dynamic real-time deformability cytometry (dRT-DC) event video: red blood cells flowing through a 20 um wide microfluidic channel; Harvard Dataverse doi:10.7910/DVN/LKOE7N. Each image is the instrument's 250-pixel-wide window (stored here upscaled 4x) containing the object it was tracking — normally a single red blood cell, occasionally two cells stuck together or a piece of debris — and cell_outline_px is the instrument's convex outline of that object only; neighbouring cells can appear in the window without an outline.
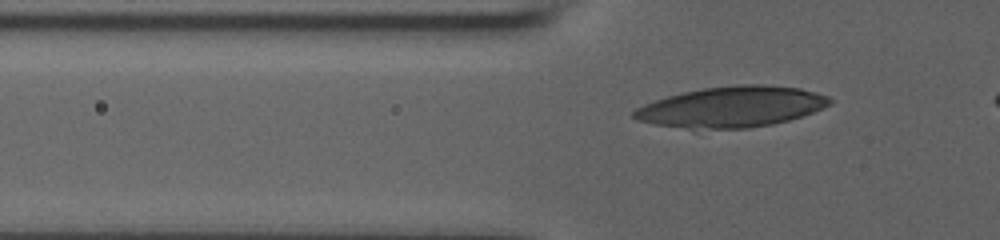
{"species": "human", "species_latin": "Homo sapiens", "temperature_condition": "room temperature", "stored_images_in_passage": 45, "camera_frame_rate_fps": 3000, "um_per_image_px": 0.085, "donor": {"sex": "male"}, "frame": {"image": 1, "passage_image": 15, "time_ms": 4.667, "image_size_px": [1000, 240], "cell_outline_px": [[832, 104], [824, 108], [788, 120], [772, 124], [748, 128], [692, 132], [636, 120], [632, 116], [632, 112], [636, 108], [644, 104], [668, 96], [684, 92], [704, 88], [736, 84], [760, 84], [800, 88], [816, 92], [828, 96], [832, 100]], "centroid_in_image_um": [62.13, 9.12], "position_along_channel_um": 63.7, "area_um2": 47.51}}
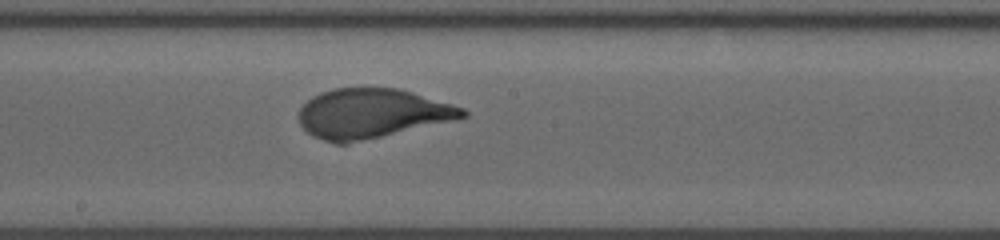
{"frame": {"image": 2, "passage_image": 28, "time_ms": 9.0, "image_size_px": [1000, 240], "cell_outline_px": [[468, 116], [348, 144], [336, 144], [312, 136], [300, 124], [300, 108], [312, 96], [320, 92], [336, 88], [400, 88], [452, 104], [464, 108], [468, 112]], "centroid_in_image_um": [31.59, 9.64], "position_along_channel_um": 216.6, "area_um2": 46.93}}
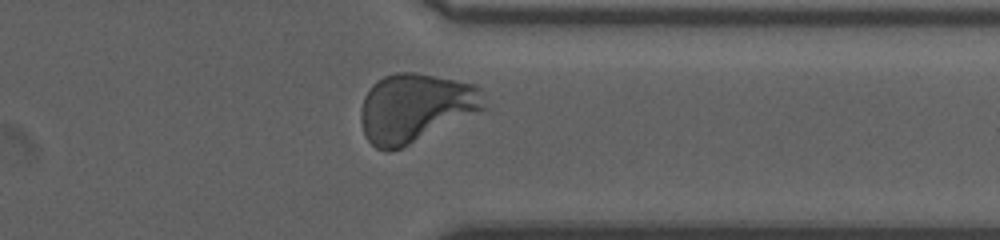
{"frame": {"image": 3, "passage_image": 41, "time_ms": 13.333, "image_size_px": [1000, 240], "cell_outline_px": [[484, 108], [400, 148], [388, 152], [376, 148], [364, 136], [360, 120], [360, 112], [364, 96], [372, 84], [376, 80], [384, 76], [396, 72], [412, 72], [456, 80], [476, 84], [480, 88]], "centroid_in_image_um": [35.22, 9.14], "position_along_channel_um": 376.2, "area_um2": 48.55}, "authors_computed_cell_mechanics": {"area_um2": 47.2226, "velocity_mm_per_s": 3.6953, "shape_relaxation_time_tau1_ms": 3.6569, "shape_relaxation_time_tau2_ms": null, "deformation_change_tau1": 0.1886, "deformation_change_tau2": null}}